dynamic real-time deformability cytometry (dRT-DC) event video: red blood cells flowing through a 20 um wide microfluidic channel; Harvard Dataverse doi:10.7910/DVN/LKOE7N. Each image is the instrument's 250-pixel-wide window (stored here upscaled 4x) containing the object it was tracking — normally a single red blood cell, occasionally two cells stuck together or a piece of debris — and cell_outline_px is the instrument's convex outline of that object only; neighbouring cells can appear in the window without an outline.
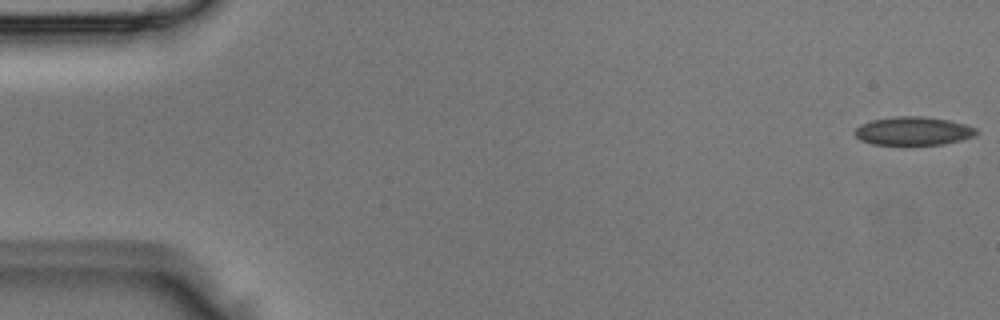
{"species": "Egyptian fruit bat (a non-hibernating species)", "species_latin": "Rousettus aegyptiacus", "temperature_condition": "room temperature", "stored_images_in_passage": 4, "camera_frame_rate_fps": 3000, "um_per_image_px": 0.085, "animal": {"sex": "male"}, "frame": {"image": 1, "passage_image": 1, "time_ms": 0.0, "image_size_px": [1000, 320], "cell_outline_px": [[980, 132], [976, 136], [944, 144], [872, 144], [860, 140], [856, 136], [856, 128], [860, 124], [872, 120], [892, 116], [924, 116], [948, 120], [964, 124], [976, 128]], "centroid_in_image_um": [77.65, 11.12], "position_along_channel_um": 7.3, "area_um2": 20.11}}
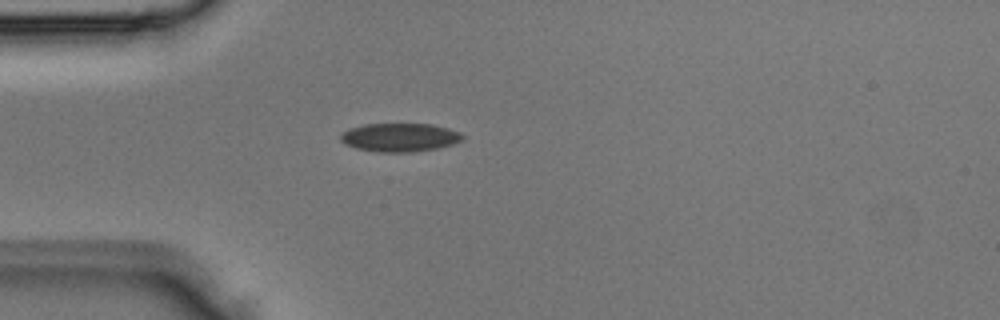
{"frame": {"image": 2, "passage_image": 4, "time_ms": 1.0, "image_size_px": [1000, 320], "cell_outline_px": [[464, 140], [452, 144], [436, 148], [412, 152], [376, 152], [356, 148], [344, 144], [340, 140], [340, 132], [348, 128], [364, 124], [432, 124], [448, 128], [460, 132], [464, 136]], "centroid_in_image_um": [33.94, 11.67], "position_along_channel_um": 51.1, "area_um2": 20.46}}